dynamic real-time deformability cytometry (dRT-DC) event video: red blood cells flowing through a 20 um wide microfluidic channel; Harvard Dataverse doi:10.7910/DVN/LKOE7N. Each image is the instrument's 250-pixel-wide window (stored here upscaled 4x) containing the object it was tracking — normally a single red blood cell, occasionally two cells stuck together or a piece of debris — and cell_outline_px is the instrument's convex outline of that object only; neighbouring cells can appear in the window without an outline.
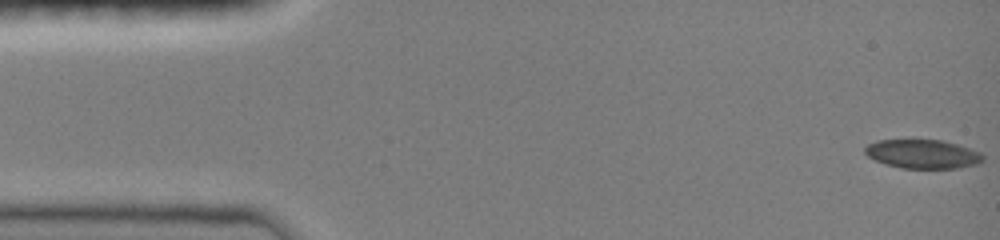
{"species": "common noctule bat (a hibernating species)", "species_latin": "Nyctalus noctula", "temperature_condition": "room temperature", "stored_images_in_passage": 9, "camera_frame_rate_fps": 3000, "um_per_image_px": 0.085, "animal": {"sex": "female", "body_mass_g": 19.0, "forearm_length_mm": 51.5}, "frame": {"image": 1, "passage_image": 1, "time_ms": 0.0, "image_size_px": [1000, 240], "cell_outline_px": [[984, 160], [976, 164], [960, 168], [900, 168], [876, 160], [868, 156], [864, 152], [864, 148], [868, 144], [876, 140], [912, 136], [940, 140], [956, 144], [980, 152], [984, 156]], "centroid_in_image_um": [78.38, 13.03], "position_along_channel_um": 6.6, "area_um2": 20.63}}
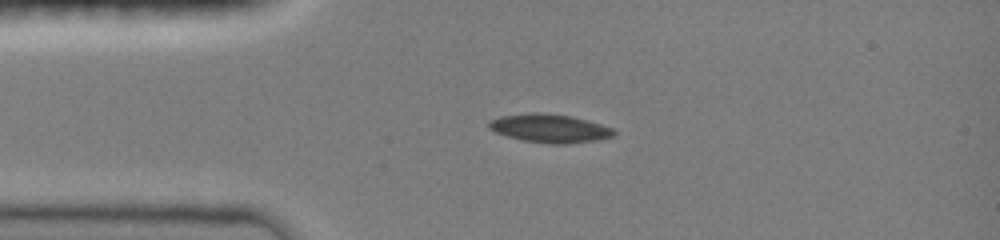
{"frame": {"image": 2, "passage_image": 8, "time_ms": 3.333, "image_size_px": [1000, 240], "cell_outline_px": [[616, 132], [612, 136], [600, 140], [568, 144], [548, 144], [524, 140], [508, 136], [496, 132], [488, 128], [488, 120], [500, 116], [532, 112], [536, 112], [572, 116], [588, 120], [612, 128]], "centroid_in_image_um": [46.72, 10.91], "position_along_channel_um": 38.3, "area_um2": 20.81}}